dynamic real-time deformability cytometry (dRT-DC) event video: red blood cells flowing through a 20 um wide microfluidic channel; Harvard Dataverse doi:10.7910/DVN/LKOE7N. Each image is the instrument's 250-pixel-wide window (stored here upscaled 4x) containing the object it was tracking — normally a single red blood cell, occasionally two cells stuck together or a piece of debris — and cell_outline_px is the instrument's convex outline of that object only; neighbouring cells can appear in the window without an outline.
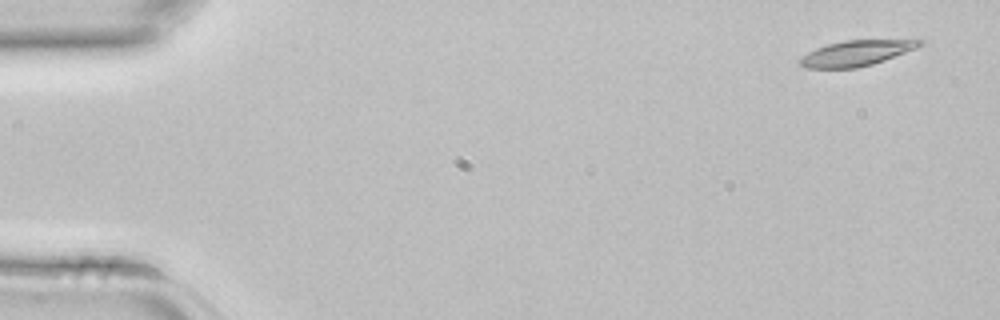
{"species": "common noctule bat (a hibernating species)", "species_latin": "Nyctalus noctula", "temperature_condition": "room temperature", "stored_images_in_passage": 3, "camera_frame_rate_fps": 3000, "um_per_image_px": 0.085, "animal": {"sex": "female", "body_mass_g": 22.7, "forearm_length_mm": 54.2}, "frame": {"image": 1, "passage_image": 3, "time_ms": 0.667, "image_size_px": [1000, 320], "cell_outline_px": [[924, 44], [916, 48], [884, 60], [872, 64], [856, 68], [804, 68], [800, 64], [800, 60], [808, 52], [816, 48], [828, 44], [844, 40], [924, 40]], "centroid_in_image_um": [72.79, 4.52], "position_along_channel_um": 12.2, "area_um2": 17.51}}